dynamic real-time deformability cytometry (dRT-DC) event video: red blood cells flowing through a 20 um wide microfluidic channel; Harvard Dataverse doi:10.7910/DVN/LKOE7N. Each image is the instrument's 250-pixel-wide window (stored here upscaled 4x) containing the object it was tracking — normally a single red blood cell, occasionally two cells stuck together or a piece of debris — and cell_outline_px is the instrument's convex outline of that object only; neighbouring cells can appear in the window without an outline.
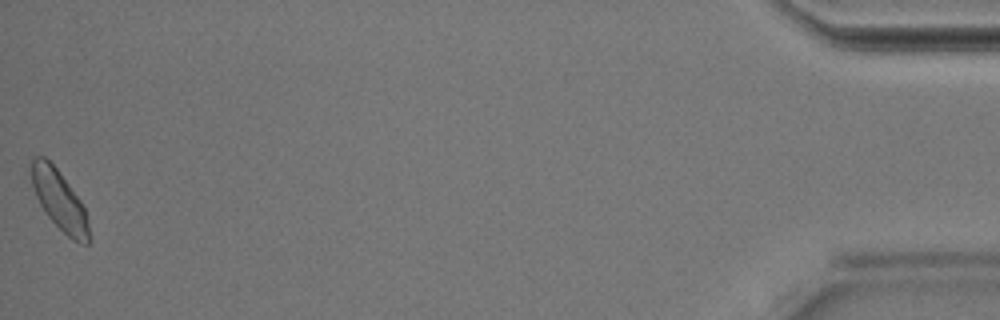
{"species": "Egyptian fruit bat (a non-hibernating species)", "species_latin": "Rousettus aegyptiacus", "temperature_condition": "room temperature", "stored_images_in_passage": 30, "camera_frame_rate_fps": 3000, "um_per_image_px": 0.085, "animal": {"sex": "male"}, "frame": {"image": 1, "passage_image": 30, "time_ms": 9.667, "image_size_px": [1000, 320], "cell_outline_px": [[88, 244], [84, 244], [72, 240], [48, 216], [40, 204], [36, 196], [28, 172], [32, 160], [36, 156], [44, 156], [56, 168], [80, 200], [84, 208], [88, 224]], "centroid_in_image_um": [5.0, 16.97], "position_along_channel_um": 430.2, "area_um2": 19.65}}